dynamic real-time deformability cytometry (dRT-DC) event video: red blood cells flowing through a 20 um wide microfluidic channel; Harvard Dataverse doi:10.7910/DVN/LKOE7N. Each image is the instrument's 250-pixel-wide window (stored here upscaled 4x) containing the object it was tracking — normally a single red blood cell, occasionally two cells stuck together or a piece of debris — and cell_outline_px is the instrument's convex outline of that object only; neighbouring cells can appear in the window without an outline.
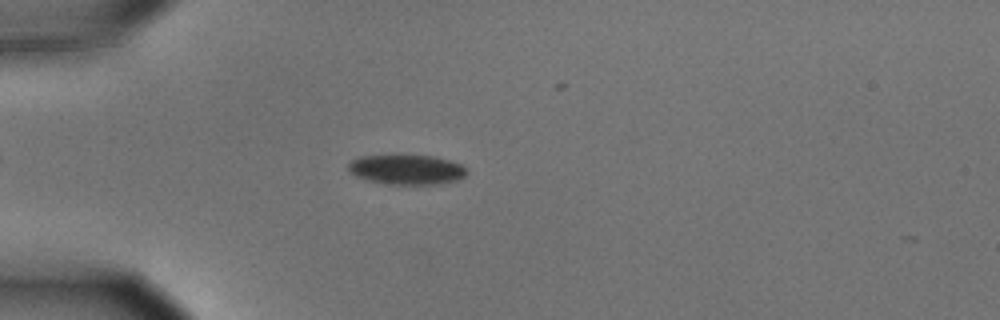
{"species": "common noctule bat (a hibernating species)", "species_latin": "Nyctalus noctula", "temperature_condition": "cold", "stored_images_in_passage": 55, "camera_frame_rate_fps": 3000, "um_per_image_px": 0.085, "animal": {"sex": "male", "body_mass_g": 15.6}, "frame": {"image": 1, "passage_image": 15, "time_ms": 4.667, "image_size_px": [1000, 320], "cell_outline_px": [[468, 172], [464, 176], [456, 180], [440, 184], [384, 184], [368, 180], [356, 176], [348, 168], [348, 164], [352, 160], [360, 156], [432, 156], [448, 160], [460, 164], [468, 168]], "centroid_in_image_um": [34.59, 14.42], "position_along_channel_um": 50.4, "area_um2": 20.35}}
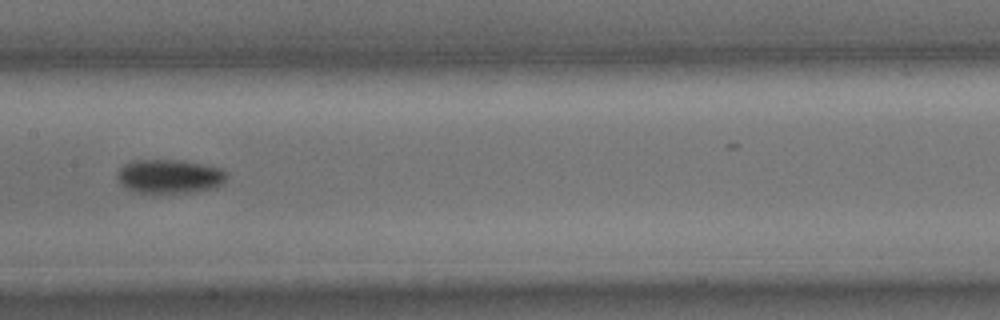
{"frame": {"image": 2, "passage_image": 28, "time_ms": 9.0, "image_size_px": [1000, 320], "cell_outline_px": [[228, 176], [216, 188], [192, 192], [152, 196], [132, 192], [116, 176], [120, 168], [124, 164], [132, 160], [184, 160], [208, 164], [224, 168], [228, 172]], "centroid_in_image_um": [14.45, 15.02], "position_along_channel_um": 193.0, "area_um2": 22.66}}
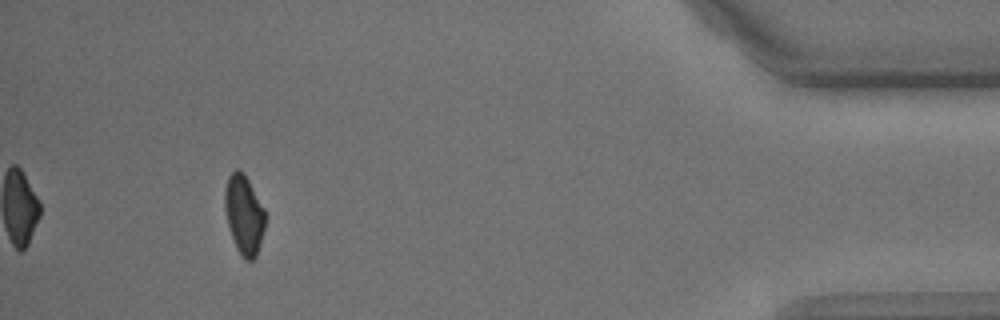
{"frame": {"image": 3, "passage_image": 51, "time_ms": 16.667, "image_size_px": [1000, 320], "cell_outline_px": [[264, 228], [260, 244], [256, 256], [252, 260], [244, 260], [240, 256], [236, 248], [228, 224], [224, 208], [224, 192], [228, 176], [236, 168], [240, 168], [244, 172], [264, 208]], "centroid_in_image_um": [20.72, 18.22], "position_along_channel_um": 414.5, "area_um2": 18.67}, "authors_computed_cell_mechanics": {"area_um2": 20.0566, "velocity_mm_per_s": 3.6276, "shape_relaxation_time_tau1_ms": 1.8411, "shape_relaxation_time_tau2_ms": null, "deformation_change_tau1": 0.0866, "deformation_change_tau2": null}}